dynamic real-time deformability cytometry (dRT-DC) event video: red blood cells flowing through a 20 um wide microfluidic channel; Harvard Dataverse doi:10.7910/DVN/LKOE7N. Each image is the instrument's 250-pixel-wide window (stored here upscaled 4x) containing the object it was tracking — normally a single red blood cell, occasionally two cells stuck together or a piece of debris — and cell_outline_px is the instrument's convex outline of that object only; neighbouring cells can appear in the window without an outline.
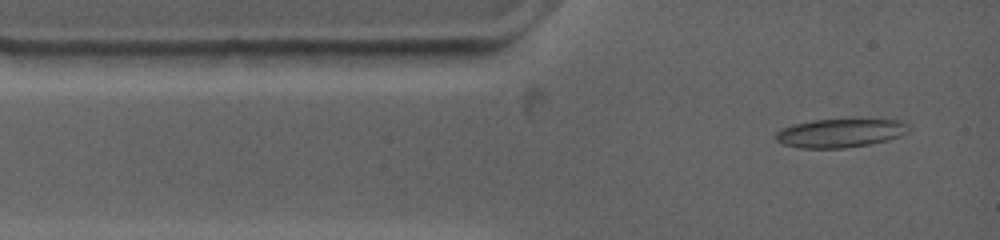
{"species": "common noctule bat (a hibernating species)", "species_latin": "Nyctalus noctula", "temperature_condition": "warm", "stored_images_in_passage": 19, "camera_frame_rate_fps": 4500, "um_per_image_px": 0.085, "animal": {"sex": "female", "body_mass_g": 19.0, "forearm_length_mm": 53.3}, "frame": {"image": 1, "passage_image": 1, "time_ms": 0.0, "image_size_px": [1000, 240], "cell_outline_px": [[908, 128], [896, 136], [884, 140], [868, 144], [844, 148], [800, 148], [784, 144], [776, 140], [776, 132], [792, 124], [812, 120], [896, 120], [908, 124]], "centroid_in_image_um": [71.31, 11.31], "position_along_channel_um": 13.7, "area_um2": 21.44}}
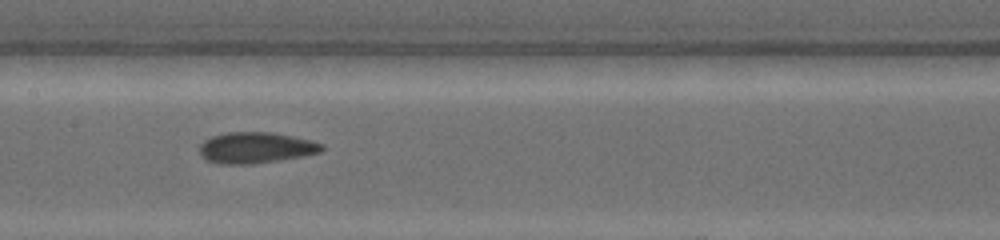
{"frame": {"image": 2, "passage_image": 11, "time_ms": 5.333, "image_size_px": [1000, 240], "cell_outline_px": [[324, 148], [320, 152], [272, 160], [244, 164], [224, 164], [208, 160], [200, 152], [200, 144], [204, 140], [212, 136], [228, 132], [272, 132], [292, 136], [308, 140], [320, 144]], "centroid_in_image_um": [21.68, 12.53], "position_along_channel_um": 185.7, "area_um2": 21.27}}
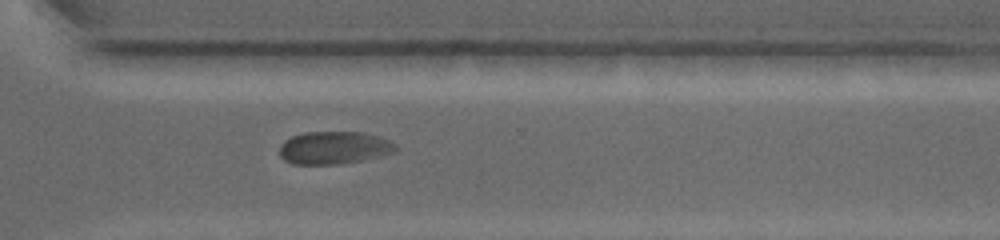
{"frame": {"image": 3, "passage_image": 19, "time_ms": 9.556, "image_size_px": [1000, 240], "cell_outline_px": [[396, 152], [360, 160], [336, 164], [292, 164], [284, 160], [280, 156], [280, 144], [284, 140], [292, 136], [304, 132], [364, 132], [388, 140], [396, 144]], "centroid_in_image_um": [28.35, 12.55], "position_along_channel_um": 342.2, "area_um2": 22.02}}